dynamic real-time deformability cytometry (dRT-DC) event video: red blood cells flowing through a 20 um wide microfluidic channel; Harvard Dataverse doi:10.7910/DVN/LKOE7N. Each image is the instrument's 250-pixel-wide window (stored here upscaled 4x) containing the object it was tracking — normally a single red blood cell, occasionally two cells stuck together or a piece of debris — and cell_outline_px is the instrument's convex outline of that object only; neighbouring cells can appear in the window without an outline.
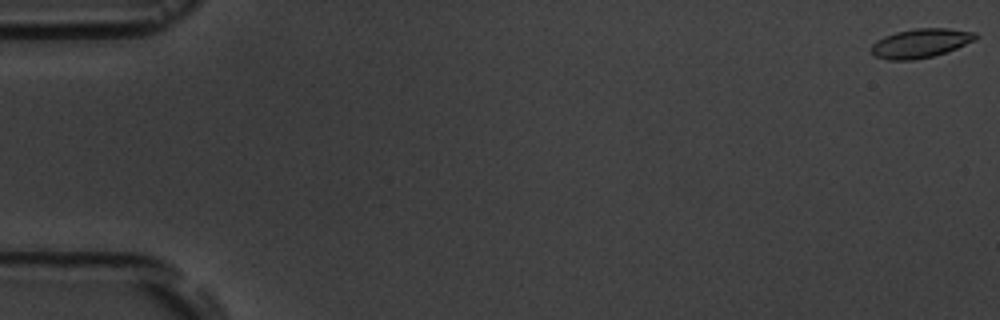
{"species": "common noctule bat (a hibernating species)", "species_latin": "Nyctalus noctula", "temperature_condition": "room temperature", "stored_images_in_passage": 8, "camera_frame_rate_fps": 3000, "um_per_image_px": 0.085, "animal": {"sex": "male", "body_mass_g": 19.5, "forearm_length_mm": 54.6}, "frame": {"image": 1, "passage_image": 1, "time_ms": 0.0, "image_size_px": [1000, 320], "cell_outline_px": [[980, 36], [976, 40], [956, 48], [932, 56], [912, 60], [888, 60], [876, 56], [872, 52], [872, 44], [876, 40], [884, 36], [896, 32], [916, 28], [948, 28], [976, 32]], "centroid_in_image_um": [78.28, 3.66], "position_along_channel_um": 6.7, "area_um2": 17.63}}
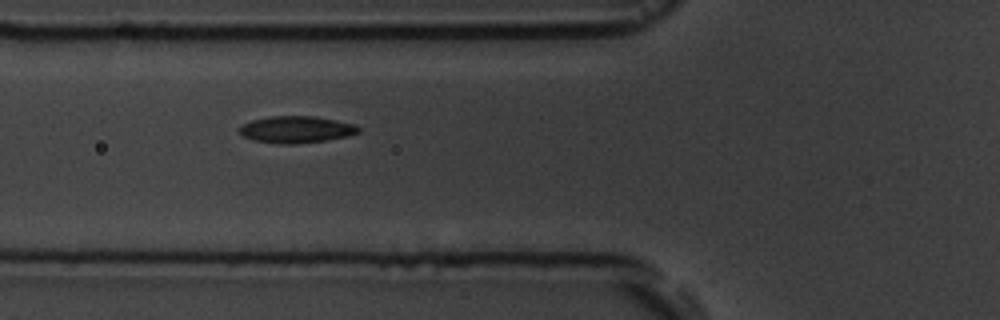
{"frame": {"image": 2, "passage_image": 7, "time_ms": 6.667, "image_size_px": [1000, 320], "cell_outline_px": [[360, 132], [348, 136], [324, 140], [296, 144], [276, 144], [252, 140], [244, 136], [236, 128], [252, 120], [272, 116], [316, 116], [356, 124], [360, 128]], "centroid_in_image_um": [25.19, 11.01], "position_along_channel_um": 100.6, "area_um2": 18.73}}
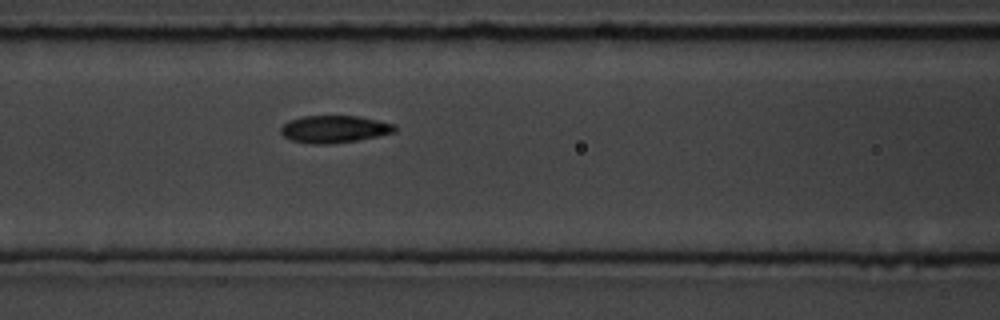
{"frame": {"image": 3, "passage_image": 8, "time_ms": 7.667, "image_size_px": [1000, 320], "cell_outline_px": [[396, 132], [356, 140], [328, 144], [312, 144], [292, 140], [284, 136], [280, 132], [280, 128], [288, 120], [300, 116], [360, 116], [396, 124]], "centroid_in_image_um": [28.41, 10.96], "position_along_channel_um": 138.2, "area_um2": 18.15}}